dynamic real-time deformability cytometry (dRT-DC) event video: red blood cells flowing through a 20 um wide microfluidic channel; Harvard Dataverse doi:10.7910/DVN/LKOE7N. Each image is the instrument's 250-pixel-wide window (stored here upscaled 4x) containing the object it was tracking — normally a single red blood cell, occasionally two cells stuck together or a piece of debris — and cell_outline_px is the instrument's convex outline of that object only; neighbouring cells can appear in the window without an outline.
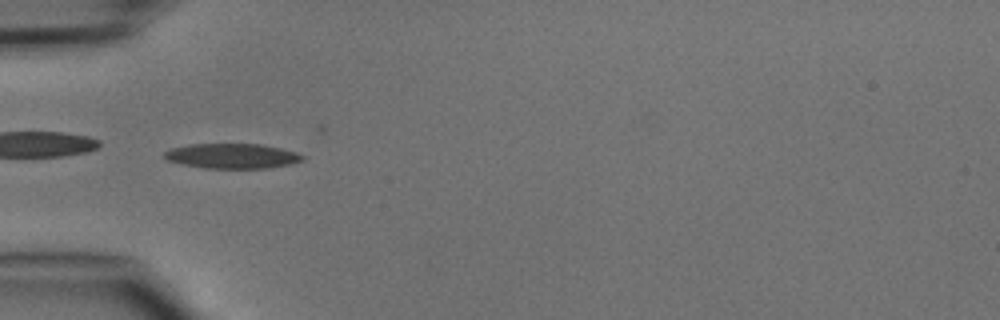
{"species": "common noctule bat (a hibernating species)", "species_latin": "Nyctalus noctula", "temperature_condition": "cold", "stored_images_in_passage": 23, "camera_frame_rate_fps": 3000, "um_per_image_px": 0.085, "animal": {"sex": "male", "body_mass_g": 15.6}, "frame": {"image": 1, "passage_image": 1, "time_ms": 0.0, "image_size_px": [1000, 320], "cell_outline_px": [[304, 160], [292, 164], [268, 168], [204, 168], [180, 164], [168, 160], [164, 156], [164, 152], [172, 148], [192, 144], [260, 144], [280, 148], [296, 152], [304, 156]], "centroid_in_image_um": [19.75, 13.26], "position_along_channel_um": 65.2, "area_um2": 20.06}}